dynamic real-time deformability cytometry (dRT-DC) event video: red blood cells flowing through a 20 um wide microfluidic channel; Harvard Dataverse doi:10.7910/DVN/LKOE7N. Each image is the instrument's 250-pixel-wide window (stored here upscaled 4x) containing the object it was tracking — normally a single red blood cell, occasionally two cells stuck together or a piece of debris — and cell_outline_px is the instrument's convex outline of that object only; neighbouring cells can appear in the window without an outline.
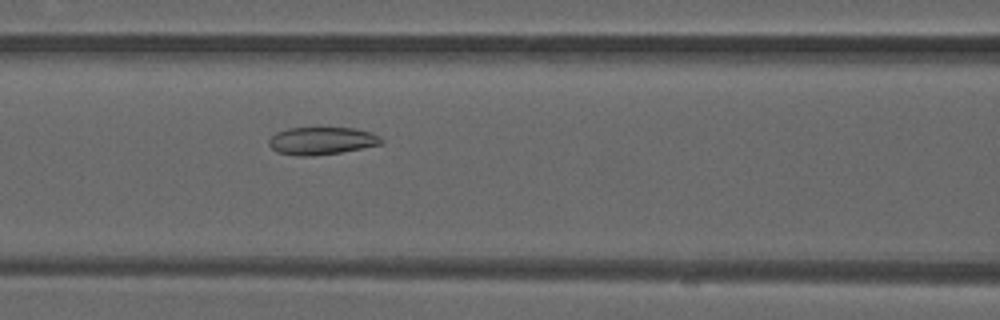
{"species": "common noctule bat (a hibernating species)", "species_latin": "Nyctalus noctula", "temperature_condition": "warm", "stored_images_in_passage": 36, "camera_frame_rate_fps": 3000, "um_per_image_px": 0.085, "animal": {"sex": "male", "forearm_length_mm": 52.5}, "frame": {"image": 1, "passage_image": 12, "time_ms": 3.667, "image_size_px": [1000, 320], "cell_outline_px": [[384, 144], [340, 152], [312, 156], [296, 156], [276, 152], [268, 144], [268, 140], [276, 132], [288, 128], [356, 128], [372, 132], [380, 136], [384, 140]], "centroid_in_image_um": [27.36, 11.97], "position_along_channel_um": 139.2, "area_um2": 18.26}}
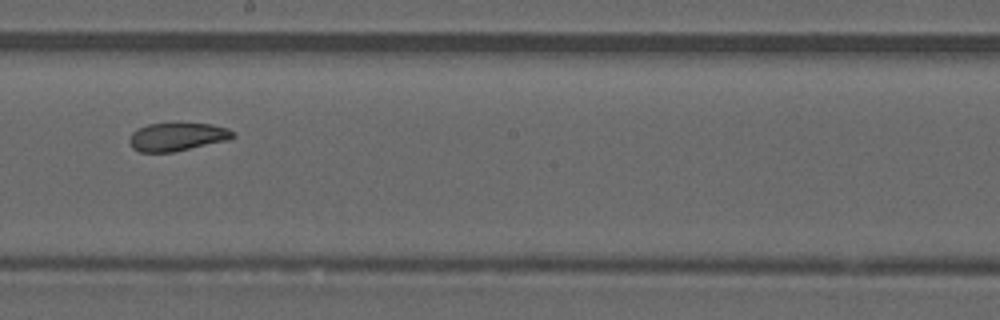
{"frame": {"image": 2, "passage_image": 19, "time_ms": 6.0, "image_size_px": [1000, 320], "cell_outline_px": [[236, 136], [228, 140], [172, 152], [140, 152], [132, 148], [128, 140], [132, 132], [148, 124], [176, 120], [180, 120], [212, 124], [228, 128], [236, 132]], "centroid_in_image_um": [15.09, 11.57], "position_along_channel_um": 233.1, "area_um2": 17.86}}
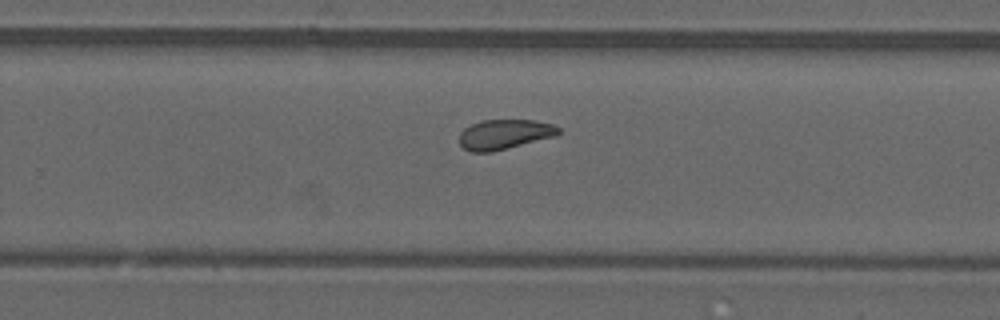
{"frame": {"image": 3, "passage_image": 23, "time_ms": 7.333, "image_size_px": [1000, 320], "cell_outline_px": [[560, 132], [556, 136], [492, 152], [472, 152], [464, 148], [460, 144], [460, 132], [464, 128], [480, 120], [532, 120], [552, 124], [560, 128]], "centroid_in_image_um": [42.87, 11.42], "position_along_channel_um": 286.9, "area_um2": 17.22}, "authors_computed_cell_mechanics": {"area_um2": 17.8602, "velocity_mm_per_s": 4.0423, "shape_relaxation_time_tau1_ms": null, "shape_relaxation_time_tau2_ms": 2.6451, "deformation_change_tau1": null, "deformation_change_tau2": 0.081}}